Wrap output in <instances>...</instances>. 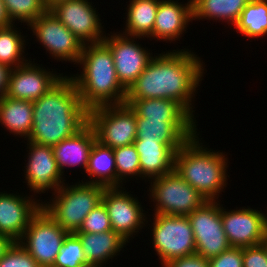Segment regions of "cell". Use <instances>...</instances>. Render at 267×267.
<instances>
[{
	"label": "cell",
	"mask_w": 267,
	"mask_h": 267,
	"mask_svg": "<svg viewBox=\"0 0 267 267\" xmlns=\"http://www.w3.org/2000/svg\"><path fill=\"white\" fill-rule=\"evenodd\" d=\"M262 245L265 247V250L267 252V237L264 239V241L262 242Z\"/></svg>",
	"instance_id": "44"
},
{
	"label": "cell",
	"mask_w": 267,
	"mask_h": 267,
	"mask_svg": "<svg viewBox=\"0 0 267 267\" xmlns=\"http://www.w3.org/2000/svg\"><path fill=\"white\" fill-rule=\"evenodd\" d=\"M196 121L146 120L136 115L135 140H154L168 145L175 153L197 133Z\"/></svg>",
	"instance_id": "20"
},
{
	"label": "cell",
	"mask_w": 267,
	"mask_h": 267,
	"mask_svg": "<svg viewBox=\"0 0 267 267\" xmlns=\"http://www.w3.org/2000/svg\"><path fill=\"white\" fill-rule=\"evenodd\" d=\"M85 172L90 180H86V183L116 187V164L113 149L96 140L90 151Z\"/></svg>",
	"instance_id": "27"
},
{
	"label": "cell",
	"mask_w": 267,
	"mask_h": 267,
	"mask_svg": "<svg viewBox=\"0 0 267 267\" xmlns=\"http://www.w3.org/2000/svg\"><path fill=\"white\" fill-rule=\"evenodd\" d=\"M12 68L0 63V99L5 96Z\"/></svg>",
	"instance_id": "39"
},
{
	"label": "cell",
	"mask_w": 267,
	"mask_h": 267,
	"mask_svg": "<svg viewBox=\"0 0 267 267\" xmlns=\"http://www.w3.org/2000/svg\"><path fill=\"white\" fill-rule=\"evenodd\" d=\"M80 267H102L101 265H97V264H91V263H87V264H84Z\"/></svg>",
	"instance_id": "43"
},
{
	"label": "cell",
	"mask_w": 267,
	"mask_h": 267,
	"mask_svg": "<svg viewBox=\"0 0 267 267\" xmlns=\"http://www.w3.org/2000/svg\"><path fill=\"white\" fill-rule=\"evenodd\" d=\"M14 24L0 28V63L12 69L25 64L29 60L24 57L26 40ZM22 34V35H21Z\"/></svg>",
	"instance_id": "30"
},
{
	"label": "cell",
	"mask_w": 267,
	"mask_h": 267,
	"mask_svg": "<svg viewBox=\"0 0 267 267\" xmlns=\"http://www.w3.org/2000/svg\"><path fill=\"white\" fill-rule=\"evenodd\" d=\"M159 1L129 0L126 8V27L121 34L138 39L148 38L153 31Z\"/></svg>",
	"instance_id": "26"
},
{
	"label": "cell",
	"mask_w": 267,
	"mask_h": 267,
	"mask_svg": "<svg viewBox=\"0 0 267 267\" xmlns=\"http://www.w3.org/2000/svg\"><path fill=\"white\" fill-rule=\"evenodd\" d=\"M4 4L13 23L17 20L27 26L48 10L44 0H4Z\"/></svg>",
	"instance_id": "32"
},
{
	"label": "cell",
	"mask_w": 267,
	"mask_h": 267,
	"mask_svg": "<svg viewBox=\"0 0 267 267\" xmlns=\"http://www.w3.org/2000/svg\"><path fill=\"white\" fill-rule=\"evenodd\" d=\"M89 0H67L51 7L49 10L63 23L83 44L103 42L104 35L100 14ZM99 15V16H98Z\"/></svg>",
	"instance_id": "15"
},
{
	"label": "cell",
	"mask_w": 267,
	"mask_h": 267,
	"mask_svg": "<svg viewBox=\"0 0 267 267\" xmlns=\"http://www.w3.org/2000/svg\"><path fill=\"white\" fill-rule=\"evenodd\" d=\"M30 196L0 192V234L13 242L22 238L31 220L42 208V202H39L42 200Z\"/></svg>",
	"instance_id": "18"
},
{
	"label": "cell",
	"mask_w": 267,
	"mask_h": 267,
	"mask_svg": "<svg viewBox=\"0 0 267 267\" xmlns=\"http://www.w3.org/2000/svg\"><path fill=\"white\" fill-rule=\"evenodd\" d=\"M12 243L13 241L9 237L0 234V259L4 256L5 252Z\"/></svg>",
	"instance_id": "41"
},
{
	"label": "cell",
	"mask_w": 267,
	"mask_h": 267,
	"mask_svg": "<svg viewBox=\"0 0 267 267\" xmlns=\"http://www.w3.org/2000/svg\"><path fill=\"white\" fill-rule=\"evenodd\" d=\"M34 61L13 68L10 73L5 96L34 102L54 87L64 76L40 67ZM37 64V65H36Z\"/></svg>",
	"instance_id": "17"
},
{
	"label": "cell",
	"mask_w": 267,
	"mask_h": 267,
	"mask_svg": "<svg viewBox=\"0 0 267 267\" xmlns=\"http://www.w3.org/2000/svg\"><path fill=\"white\" fill-rule=\"evenodd\" d=\"M79 64L82 65L81 73L77 72L71 78L88 111L125 103L127 90L117 78L112 52L104 42L84 44Z\"/></svg>",
	"instance_id": "3"
},
{
	"label": "cell",
	"mask_w": 267,
	"mask_h": 267,
	"mask_svg": "<svg viewBox=\"0 0 267 267\" xmlns=\"http://www.w3.org/2000/svg\"><path fill=\"white\" fill-rule=\"evenodd\" d=\"M88 123L96 140L111 149L132 145L137 137L136 114L125 103L90 109Z\"/></svg>",
	"instance_id": "7"
},
{
	"label": "cell",
	"mask_w": 267,
	"mask_h": 267,
	"mask_svg": "<svg viewBox=\"0 0 267 267\" xmlns=\"http://www.w3.org/2000/svg\"><path fill=\"white\" fill-rule=\"evenodd\" d=\"M125 104L146 120L196 121L180 103L171 99H126Z\"/></svg>",
	"instance_id": "24"
},
{
	"label": "cell",
	"mask_w": 267,
	"mask_h": 267,
	"mask_svg": "<svg viewBox=\"0 0 267 267\" xmlns=\"http://www.w3.org/2000/svg\"><path fill=\"white\" fill-rule=\"evenodd\" d=\"M124 190L123 186L106 187L102 202L108 211L112 230L129 243L148 221L139 200Z\"/></svg>",
	"instance_id": "12"
},
{
	"label": "cell",
	"mask_w": 267,
	"mask_h": 267,
	"mask_svg": "<svg viewBox=\"0 0 267 267\" xmlns=\"http://www.w3.org/2000/svg\"><path fill=\"white\" fill-rule=\"evenodd\" d=\"M87 263L81 241L74 233H69L52 267H80Z\"/></svg>",
	"instance_id": "33"
},
{
	"label": "cell",
	"mask_w": 267,
	"mask_h": 267,
	"mask_svg": "<svg viewBox=\"0 0 267 267\" xmlns=\"http://www.w3.org/2000/svg\"><path fill=\"white\" fill-rule=\"evenodd\" d=\"M184 49L162 52L157 56L154 54L145 70L127 90L126 99H171L180 103L194 117L192 101L203 80L205 66L198 55Z\"/></svg>",
	"instance_id": "1"
},
{
	"label": "cell",
	"mask_w": 267,
	"mask_h": 267,
	"mask_svg": "<svg viewBox=\"0 0 267 267\" xmlns=\"http://www.w3.org/2000/svg\"><path fill=\"white\" fill-rule=\"evenodd\" d=\"M0 123L14 136L28 139L33 127V103L3 96L0 99Z\"/></svg>",
	"instance_id": "25"
},
{
	"label": "cell",
	"mask_w": 267,
	"mask_h": 267,
	"mask_svg": "<svg viewBox=\"0 0 267 267\" xmlns=\"http://www.w3.org/2000/svg\"><path fill=\"white\" fill-rule=\"evenodd\" d=\"M0 267H40L28 251L18 242H13L0 259Z\"/></svg>",
	"instance_id": "35"
},
{
	"label": "cell",
	"mask_w": 267,
	"mask_h": 267,
	"mask_svg": "<svg viewBox=\"0 0 267 267\" xmlns=\"http://www.w3.org/2000/svg\"><path fill=\"white\" fill-rule=\"evenodd\" d=\"M28 162L24 170L30 192L41 194L56 192L66 181L56 162L53 148L27 140Z\"/></svg>",
	"instance_id": "16"
},
{
	"label": "cell",
	"mask_w": 267,
	"mask_h": 267,
	"mask_svg": "<svg viewBox=\"0 0 267 267\" xmlns=\"http://www.w3.org/2000/svg\"><path fill=\"white\" fill-rule=\"evenodd\" d=\"M152 246L161 264L196 253L194 233L187 216L153 214Z\"/></svg>",
	"instance_id": "6"
},
{
	"label": "cell",
	"mask_w": 267,
	"mask_h": 267,
	"mask_svg": "<svg viewBox=\"0 0 267 267\" xmlns=\"http://www.w3.org/2000/svg\"><path fill=\"white\" fill-rule=\"evenodd\" d=\"M243 267H267V252L262 244L243 248Z\"/></svg>",
	"instance_id": "37"
},
{
	"label": "cell",
	"mask_w": 267,
	"mask_h": 267,
	"mask_svg": "<svg viewBox=\"0 0 267 267\" xmlns=\"http://www.w3.org/2000/svg\"><path fill=\"white\" fill-rule=\"evenodd\" d=\"M221 206V220L230 246L244 248L262 244L267 237V213L250 207L228 211Z\"/></svg>",
	"instance_id": "13"
},
{
	"label": "cell",
	"mask_w": 267,
	"mask_h": 267,
	"mask_svg": "<svg viewBox=\"0 0 267 267\" xmlns=\"http://www.w3.org/2000/svg\"><path fill=\"white\" fill-rule=\"evenodd\" d=\"M233 28L248 39L266 36L267 0H250Z\"/></svg>",
	"instance_id": "29"
},
{
	"label": "cell",
	"mask_w": 267,
	"mask_h": 267,
	"mask_svg": "<svg viewBox=\"0 0 267 267\" xmlns=\"http://www.w3.org/2000/svg\"><path fill=\"white\" fill-rule=\"evenodd\" d=\"M28 27L51 57L57 61H71L78 65L84 44L50 10L31 22Z\"/></svg>",
	"instance_id": "11"
},
{
	"label": "cell",
	"mask_w": 267,
	"mask_h": 267,
	"mask_svg": "<svg viewBox=\"0 0 267 267\" xmlns=\"http://www.w3.org/2000/svg\"><path fill=\"white\" fill-rule=\"evenodd\" d=\"M96 141L95 132L87 122L74 135L62 140L53 146V152L59 169L64 175V169L80 165L86 171L89 154L94 142Z\"/></svg>",
	"instance_id": "21"
},
{
	"label": "cell",
	"mask_w": 267,
	"mask_h": 267,
	"mask_svg": "<svg viewBox=\"0 0 267 267\" xmlns=\"http://www.w3.org/2000/svg\"><path fill=\"white\" fill-rule=\"evenodd\" d=\"M105 186L86 183L81 180L75 185L64 183L54 198L47 203L42 201V208L66 231L76 232L84 218L102 202Z\"/></svg>",
	"instance_id": "5"
},
{
	"label": "cell",
	"mask_w": 267,
	"mask_h": 267,
	"mask_svg": "<svg viewBox=\"0 0 267 267\" xmlns=\"http://www.w3.org/2000/svg\"><path fill=\"white\" fill-rule=\"evenodd\" d=\"M139 154L140 178L148 181L174 170L175 152L165 143L154 140H135ZM146 178V179H145Z\"/></svg>",
	"instance_id": "22"
},
{
	"label": "cell",
	"mask_w": 267,
	"mask_h": 267,
	"mask_svg": "<svg viewBox=\"0 0 267 267\" xmlns=\"http://www.w3.org/2000/svg\"><path fill=\"white\" fill-rule=\"evenodd\" d=\"M62 1H67V0H44V3L47 9L49 10L51 7Z\"/></svg>",
	"instance_id": "42"
},
{
	"label": "cell",
	"mask_w": 267,
	"mask_h": 267,
	"mask_svg": "<svg viewBox=\"0 0 267 267\" xmlns=\"http://www.w3.org/2000/svg\"><path fill=\"white\" fill-rule=\"evenodd\" d=\"M179 0H160L152 34L148 37L163 41H176L182 37L189 22L193 21L192 0L182 4Z\"/></svg>",
	"instance_id": "19"
},
{
	"label": "cell",
	"mask_w": 267,
	"mask_h": 267,
	"mask_svg": "<svg viewBox=\"0 0 267 267\" xmlns=\"http://www.w3.org/2000/svg\"><path fill=\"white\" fill-rule=\"evenodd\" d=\"M113 153L116 164V187L123 186L128 177H140L139 154L133 144L117 147L113 149Z\"/></svg>",
	"instance_id": "31"
},
{
	"label": "cell",
	"mask_w": 267,
	"mask_h": 267,
	"mask_svg": "<svg viewBox=\"0 0 267 267\" xmlns=\"http://www.w3.org/2000/svg\"><path fill=\"white\" fill-rule=\"evenodd\" d=\"M198 136L197 133L188 139L175 153L174 171L207 201H219L227 186V155L209 150Z\"/></svg>",
	"instance_id": "4"
},
{
	"label": "cell",
	"mask_w": 267,
	"mask_h": 267,
	"mask_svg": "<svg viewBox=\"0 0 267 267\" xmlns=\"http://www.w3.org/2000/svg\"><path fill=\"white\" fill-rule=\"evenodd\" d=\"M111 34L105 36L103 42L112 52L119 82L128 90L152 60L153 54L135 41L137 37L126 36L121 32Z\"/></svg>",
	"instance_id": "14"
},
{
	"label": "cell",
	"mask_w": 267,
	"mask_h": 267,
	"mask_svg": "<svg viewBox=\"0 0 267 267\" xmlns=\"http://www.w3.org/2000/svg\"><path fill=\"white\" fill-rule=\"evenodd\" d=\"M150 181L148 195L156 204L154 214L187 216L207 202L174 170Z\"/></svg>",
	"instance_id": "8"
},
{
	"label": "cell",
	"mask_w": 267,
	"mask_h": 267,
	"mask_svg": "<svg viewBox=\"0 0 267 267\" xmlns=\"http://www.w3.org/2000/svg\"><path fill=\"white\" fill-rule=\"evenodd\" d=\"M33 103V127L27 140L55 146L88 122V110L71 76H64Z\"/></svg>",
	"instance_id": "2"
},
{
	"label": "cell",
	"mask_w": 267,
	"mask_h": 267,
	"mask_svg": "<svg viewBox=\"0 0 267 267\" xmlns=\"http://www.w3.org/2000/svg\"><path fill=\"white\" fill-rule=\"evenodd\" d=\"M208 261L209 267H243V248L230 246Z\"/></svg>",
	"instance_id": "36"
},
{
	"label": "cell",
	"mask_w": 267,
	"mask_h": 267,
	"mask_svg": "<svg viewBox=\"0 0 267 267\" xmlns=\"http://www.w3.org/2000/svg\"><path fill=\"white\" fill-rule=\"evenodd\" d=\"M14 23L7 14L4 0H0V28H6Z\"/></svg>",
	"instance_id": "40"
},
{
	"label": "cell",
	"mask_w": 267,
	"mask_h": 267,
	"mask_svg": "<svg viewBox=\"0 0 267 267\" xmlns=\"http://www.w3.org/2000/svg\"><path fill=\"white\" fill-rule=\"evenodd\" d=\"M162 267H209V261L195 253L165 262Z\"/></svg>",
	"instance_id": "38"
},
{
	"label": "cell",
	"mask_w": 267,
	"mask_h": 267,
	"mask_svg": "<svg viewBox=\"0 0 267 267\" xmlns=\"http://www.w3.org/2000/svg\"><path fill=\"white\" fill-rule=\"evenodd\" d=\"M111 230L112 226L108 211L103 202H101L84 218L76 232L101 233Z\"/></svg>",
	"instance_id": "34"
},
{
	"label": "cell",
	"mask_w": 267,
	"mask_h": 267,
	"mask_svg": "<svg viewBox=\"0 0 267 267\" xmlns=\"http://www.w3.org/2000/svg\"><path fill=\"white\" fill-rule=\"evenodd\" d=\"M68 231L43 208L33 217L18 241L40 267H52Z\"/></svg>",
	"instance_id": "9"
},
{
	"label": "cell",
	"mask_w": 267,
	"mask_h": 267,
	"mask_svg": "<svg viewBox=\"0 0 267 267\" xmlns=\"http://www.w3.org/2000/svg\"><path fill=\"white\" fill-rule=\"evenodd\" d=\"M250 0H192L193 20H222L235 26Z\"/></svg>",
	"instance_id": "28"
},
{
	"label": "cell",
	"mask_w": 267,
	"mask_h": 267,
	"mask_svg": "<svg viewBox=\"0 0 267 267\" xmlns=\"http://www.w3.org/2000/svg\"><path fill=\"white\" fill-rule=\"evenodd\" d=\"M74 234L81 241L86 261L101 266L119 255L128 243L113 230L101 233L74 232Z\"/></svg>",
	"instance_id": "23"
},
{
	"label": "cell",
	"mask_w": 267,
	"mask_h": 267,
	"mask_svg": "<svg viewBox=\"0 0 267 267\" xmlns=\"http://www.w3.org/2000/svg\"><path fill=\"white\" fill-rule=\"evenodd\" d=\"M187 217L194 233L198 255L209 260L230 247L221 220L219 201H207Z\"/></svg>",
	"instance_id": "10"
}]
</instances>
